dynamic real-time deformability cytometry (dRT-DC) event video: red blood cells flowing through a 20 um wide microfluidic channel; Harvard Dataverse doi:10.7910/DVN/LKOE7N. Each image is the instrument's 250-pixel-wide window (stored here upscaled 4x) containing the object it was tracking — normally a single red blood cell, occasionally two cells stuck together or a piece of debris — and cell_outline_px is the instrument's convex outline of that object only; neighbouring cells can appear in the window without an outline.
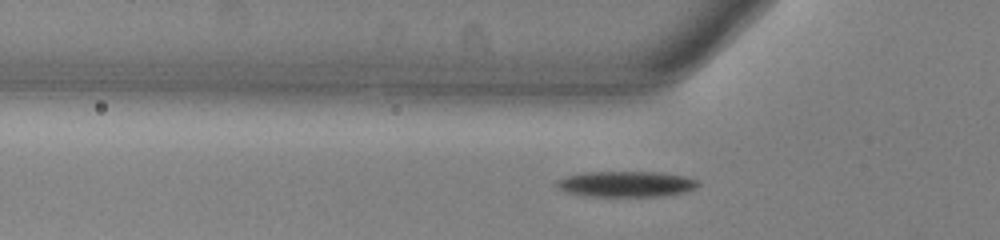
{"species": "common noctule bat (a hibernating species)", "species_latin": "Nyctalus noctula", "temperature_condition": "warm", "stored_images_in_passage": 35, "camera_frame_rate_fps": 3000, "um_per_image_px": 0.085, "animal": {"sex": "male", "body_mass_g": 13.0, "forearm_length_mm": 53.1}, "frame": {"image": 1, "passage_image": 8, "time_ms": 2.333, "image_size_px": [1000, 240], "cell_outline_px": [[700, 184], [696, 188], [688, 192], [664, 196], [588, 196], [564, 192], [556, 184], [556, 180], [564, 176], [584, 172], [660, 172], [684, 176], [700, 180]], "centroid_in_image_um": [53.26, 15.64], "position_along_channel_um": 72.5, "area_um2": 21.5}}
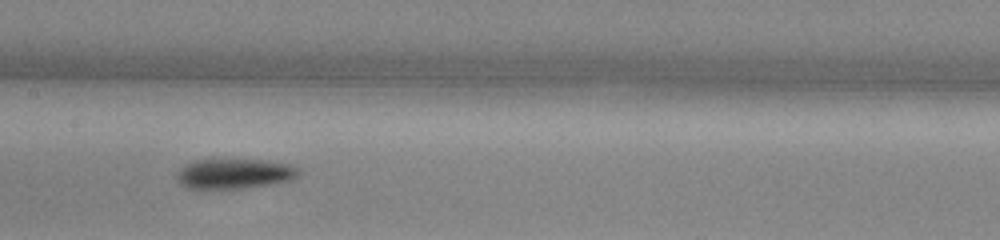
{"frame": {"image": 2, "passage_image": 17, "time_ms": 5.333, "image_size_px": [1000, 240], "cell_outline_px": [[300, 172], [296, 176], [288, 180], [268, 184], [240, 188], [188, 188], [180, 184], [176, 180], [176, 172], [180, 168], [196, 160], [268, 160], [288, 164], [296, 168]], "centroid_in_image_um": [19.86, 14.76], "position_along_channel_um": 187.5, "area_um2": 20.87}}
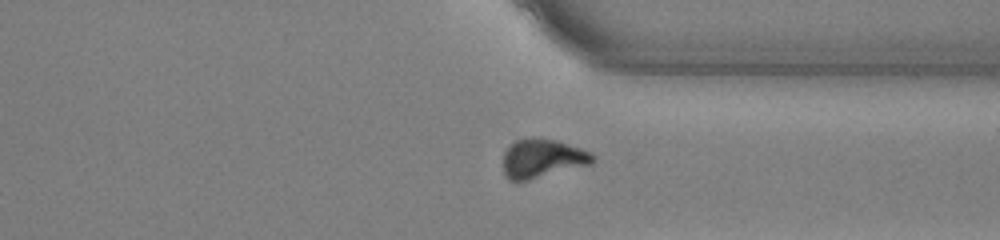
{"frame": {"image": 3, "passage_image": 31, "time_ms": 10.0, "image_size_px": [1000, 240], "cell_outline_px": [[596, 160], [592, 164], [528, 180], [508, 180], [504, 172], [504, 152], [516, 140], [528, 136], [532, 136], [556, 140], [592, 152], [596, 156]], "centroid_in_image_um": [46.14, 13.45], "position_along_channel_um": 365.3, "area_um2": 20.4}}